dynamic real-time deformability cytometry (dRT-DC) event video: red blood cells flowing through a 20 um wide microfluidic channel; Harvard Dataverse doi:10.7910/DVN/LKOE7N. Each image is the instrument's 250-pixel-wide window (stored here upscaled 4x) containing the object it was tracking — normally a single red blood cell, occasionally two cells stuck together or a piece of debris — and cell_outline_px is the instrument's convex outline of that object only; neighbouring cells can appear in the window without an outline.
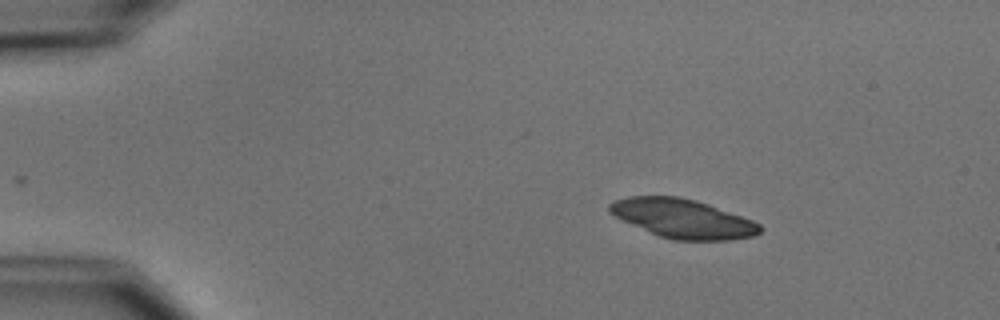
{"species": "common noctule bat (a hibernating species)", "species_latin": "Nyctalus noctula", "temperature_condition": "cold", "stored_images_in_passage": 45, "camera_frame_rate_fps": 3000, "um_per_image_px": 0.085, "animal": {"sex": "male", "body_mass_g": 15.6}, "frame": {"image": 1, "passage_image": 1, "time_ms": 0.0, "image_size_px": [1000, 320], "cell_outline_px": [[764, 228], [760, 232], [752, 236], [728, 240], [672, 240], [660, 236], [632, 224], [608, 212], [608, 204], [616, 200], [628, 196], [680, 196], [696, 200], [708, 204], [752, 220], [760, 224]], "centroid_in_image_um": [58.04, 18.57], "position_along_channel_um": 27.0, "area_um2": 33.87}}
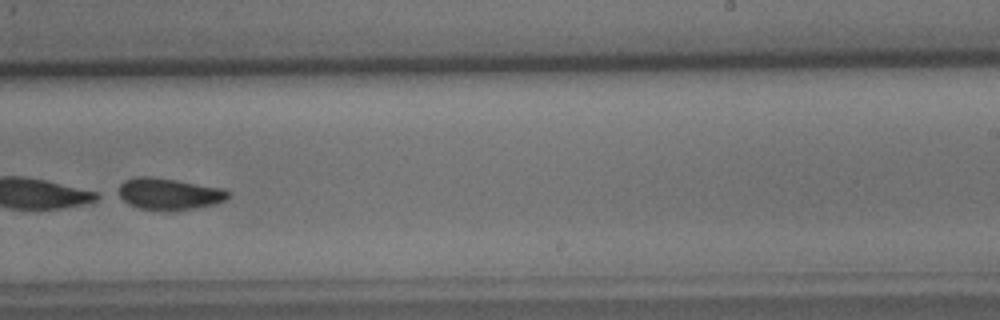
{"frame": {"image": 2, "passage_image": 27, "time_ms": 8.667, "image_size_px": [1000, 320], "cell_outline_px": [[228, 196], [224, 200], [216, 204], [192, 208], [140, 208], [128, 204], [116, 196], [112, 192], [124, 180], [136, 176], [152, 176], [224, 188], [228, 192]], "centroid_in_image_um": [14.25, 16.43], "position_along_channel_um": 274.7, "area_um2": 20.0}}